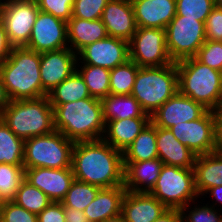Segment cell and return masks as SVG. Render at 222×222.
I'll return each mask as SVG.
<instances>
[{"label":"cell","instance_id":"1","mask_svg":"<svg viewBox=\"0 0 222 222\" xmlns=\"http://www.w3.org/2000/svg\"><path fill=\"white\" fill-rule=\"evenodd\" d=\"M71 168L80 182L100 188L124 185L123 152L103 139L75 142Z\"/></svg>","mask_w":222,"mask_h":222},{"label":"cell","instance_id":"2","mask_svg":"<svg viewBox=\"0 0 222 222\" xmlns=\"http://www.w3.org/2000/svg\"><path fill=\"white\" fill-rule=\"evenodd\" d=\"M51 106L54 110L55 130L66 138L74 142L103 138L105 122L100 99L90 97Z\"/></svg>","mask_w":222,"mask_h":222},{"label":"cell","instance_id":"3","mask_svg":"<svg viewBox=\"0 0 222 222\" xmlns=\"http://www.w3.org/2000/svg\"><path fill=\"white\" fill-rule=\"evenodd\" d=\"M0 76L10 101L42 97L39 52L13 47L0 64Z\"/></svg>","mask_w":222,"mask_h":222},{"label":"cell","instance_id":"4","mask_svg":"<svg viewBox=\"0 0 222 222\" xmlns=\"http://www.w3.org/2000/svg\"><path fill=\"white\" fill-rule=\"evenodd\" d=\"M178 92L215 111L222 105V72L195 57L176 62Z\"/></svg>","mask_w":222,"mask_h":222},{"label":"cell","instance_id":"5","mask_svg":"<svg viewBox=\"0 0 222 222\" xmlns=\"http://www.w3.org/2000/svg\"><path fill=\"white\" fill-rule=\"evenodd\" d=\"M0 118L23 140L55 131L54 110L47 96L10 101Z\"/></svg>","mask_w":222,"mask_h":222},{"label":"cell","instance_id":"6","mask_svg":"<svg viewBox=\"0 0 222 222\" xmlns=\"http://www.w3.org/2000/svg\"><path fill=\"white\" fill-rule=\"evenodd\" d=\"M178 92L176 63L157 67H139L131 95L149 115Z\"/></svg>","mask_w":222,"mask_h":222},{"label":"cell","instance_id":"7","mask_svg":"<svg viewBox=\"0 0 222 222\" xmlns=\"http://www.w3.org/2000/svg\"><path fill=\"white\" fill-rule=\"evenodd\" d=\"M74 144V141L56 130L45 135L26 139L24 168L62 169L71 167Z\"/></svg>","mask_w":222,"mask_h":222},{"label":"cell","instance_id":"8","mask_svg":"<svg viewBox=\"0 0 222 222\" xmlns=\"http://www.w3.org/2000/svg\"><path fill=\"white\" fill-rule=\"evenodd\" d=\"M168 209H182L197 200L193 168L163 165L153 189L149 192Z\"/></svg>","mask_w":222,"mask_h":222},{"label":"cell","instance_id":"9","mask_svg":"<svg viewBox=\"0 0 222 222\" xmlns=\"http://www.w3.org/2000/svg\"><path fill=\"white\" fill-rule=\"evenodd\" d=\"M166 48L173 62L195 57L206 41L203 21L175 16L165 28Z\"/></svg>","mask_w":222,"mask_h":222},{"label":"cell","instance_id":"10","mask_svg":"<svg viewBox=\"0 0 222 222\" xmlns=\"http://www.w3.org/2000/svg\"><path fill=\"white\" fill-rule=\"evenodd\" d=\"M39 11L35 0H2L0 17L13 47L28 44Z\"/></svg>","mask_w":222,"mask_h":222},{"label":"cell","instance_id":"11","mask_svg":"<svg viewBox=\"0 0 222 222\" xmlns=\"http://www.w3.org/2000/svg\"><path fill=\"white\" fill-rule=\"evenodd\" d=\"M129 59L139 67L173 63L166 48L165 29L137 27L129 41Z\"/></svg>","mask_w":222,"mask_h":222},{"label":"cell","instance_id":"12","mask_svg":"<svg viewBox=\"0 0 222 222\" xmlns=\"http://www.w3.org/2000/svg\"><path fill=\"white\" fill-rule=\"evenodd\" d=\"M173 135L196 155H204L219 149L216 115L207 110L199 119L181 122L169 128Z\"/></svg>","mask_w":222,"mask_h":222},{"label":"cell","instance_id":"13","mask_svg":"<svg viewBox=\"0 0 222 222\" xmlns=\"http://www.w3.org/2000/svg\"><path fill=\"white\" fill-rule=\"evenodd\" d=\"M25 47L39 53L68 48L67 22L39 11Z\"/></svg>","mask_w":222,"mask_h":222},{"label":"cell","instance_id":"14","mask_svg":"<svg viewBox=\"0 0 222 222\" xmlns=\"http://www.w3.org/2000/svg\"><path fill=\"white\" fill-rule=\"evenodd\" d=\"M129 60V42L107 36L82 48L77 53V63L100 66L112 70Z\"/></svg>","mask_w":222,"mask_h":222},{"label":"cell","instance_id":"15","mask_svg":"<svg viewBox=\"0 0 222 222\" xmlns=\"http://www.w3.org/2000/svg\"><path fill=\"white\" fill-rule=\"evenodd\" d=\"M77 54L69 47L40 53L42 97L76 71Z\"/></svg>","mask_w":222,"mask_h":222},{"label":"cell","instance_id":"16","mask_svg":"<svg viewBox=\"0 0 222 222\" xmlns=\"http://www.w3.org/2000/svg\"><path fill=\"white\" fill-rule=\"evenodd\" d=\"M207 110L201 103L177 92L150 115V121L156 127L169 129L181 122L197 120Z\"/></svg>","mask_w":222,"mask_h":222},{"label":"cell","instance_id":"17","mask_svg":"<svg viewBox=\"0 0 222 222\" xmlns=\"http://www.w3.org/2000/svg\"><path fill=\"white\" fill-rule=\"evenodd\" d=\"M25 180L44 192L52 202H61L75 180L71 167L25 168Z\"/></svg>","mask_w":222,"mask_h":222},{"label":"cell","instance_id":"18","mask_svg":"<svg viewBox=\"0 0 222 222\" xmlns=\"http://www.w3.org/2000/svg\"><path fill=\"white\" fill-rule=\"evenodd\" d=\"M101 20L108 36L128 42L137 30L132 3L128 0H109Z\"/></svg>","mask_w":222,"mask_h":222},{"label":"cell","instance_id":"19","mask_svg":"<svg viewBox=\"0 0 222 222\" xmlns=\"http://www.w3.org/2000/svg\"><path fill=\"white\" fill-rule=\"evenodd\" d=\"M167 209L149 192L126 191L121 204L126 222H154Z\"/></svg>","mask_w":222,"mask_h":222},{"label":"cell","instance_id":"20","mask_svg":"<svg viewBox=\"0 0 222 222\" xmlns=\"http://www.w3.org/2000/svg\"><path fill=\"white\" fill-rule=\"evenodd\" d=\"M132 7L137 27L165 29L176 16V0H141Z\"/></svg>","mask_w":222,"mask_h":222},{"label":"cell","instance_id":"21","mask_svg":"<svg viewBox=\"0 0 222 222\" xmlns=\"http://www.w3.org/2000/svg\"><path fill=\"white\" fill-rule=\"evenodd\" d=\"M158 158L164 165L194 168L196 154L183 145L170 129L156 127Z\"/></svg>","mask_w":222,"mask_h":222},{"label":"cell","instance_id":"22","mask_svg":"<svg viewBox=\"0 0 222 222\" xmlns=\"http://www.w3.org/2000/svg\"><path fill=\"white\" fill-rule=\"evenodd\" d=\"M123 165L126 191L150 192L164 164L157 158L141 162H123Z\"/></svg>","mask_w":222,"mask_h":222},{"label":"cell","instance_id":"23","mask_svg":"<svg viewBox=\"0 0 222 222\" xmlns=\"http://www.w3.org/2000/svg\"><path fill=\"white\" fill-rule=\"evenodd\" d=\"M195 189L199 196L210 188L222 186V149L197 155L194 162Z\"/></svg>","mask_w":222,"mask_h":222},{"label":"cell","instance_id":"24","mask_svg":"<svg viewBox=\"0 0 222 222\" xmlns=\"http://www.w3.org/2000/svg\"><path fill=\"white\" fill-rule=\"evenodd\" d=\"M150 122V117H135L108 121L103 140L123 152Z\"/></svg>","mask_w":222,"mask_h":222},{"label":"cell","instance_id":"25","mask_svg":"<svg viewBox=\"0 0 222 222\" xmlns=\"http://www.w3.org/2000/svg\"><path fill=\"white\" fill-rule=\"evenodd\" d=\"M105 25L101 19L84 20L71 17L67 22L69 48L76 54L85 46L107 37Z\"/></svg>","mask_w":222,"mask_h":222},{"label":"cell","instance_id":"26","mask_svg":"<svg viewBox=\"0 0 222 222\" xmlns=\"http://www.w3.org/2000/svg\"><path fill=\"white\" fill-rule=\"evenodd\" d=\"M125 193L124 185L102 188L83 212L90 222H103L121 213V204Z\"/></svg>","mask_w":222,"mask_h":222},{"label":"cell","instance_id":"27","mask_svg":"<svg viewBox=\"0 0 222 222\" xmlns=\"http://www.w3.org/2000/svg\"><path fill=\"white\" fill-rule=\"evenodd\" d=\"M101 103L105 124L112 120L150 117V115L142 109L140 103L131 94H109L107 97L101 99Z\"/></svg>","mask_w":222,"mask_h":222},{"label":"cell","instance_id":"28","mask_svg":"<svg viewBox=\"0 0 222 222\" xmlns=\"http://www.w3.org/2000/svg\"><path fill=\"white\" fill-rule=\"evenodd\" d=\"M156 126L150 121L123 151V162H141L158 158Z\"/></svg>","mask_w":222,"mask_h":222},{"label":"cell","instance_id":"29","mask_svg":"<svg viewBox=\"0 0 222 222\" xmlns=\"http://www.w3.org/2000/svg\"><path fill=\"white\" fill-rule=\"evenodd\" d=\"M47 97L51 105H61L80 99L90 98L91 95L83 78L75 71L71 76L51 90L47 94Z\"/></svg>","mask_w":222,"mask_h":222},{"label":"cell","instance_id":"30","mask_svg":"<svg viewBox=\"0 0 222 222\" xmlns=\"http://www.w3.org/2000/svg\"><path fill=\"white\" fill-rule=\"evenodd\" d=\"M76 71L83 78L91 97L101 100L110 94L109 69L77 63Z\"/></svg>","mask_w":222,"mask_h":222},{"label":"cell","instance_id":"31","mask_svg":"<svg viewBox=\"0 0 222 222\" xmlns=\"http://www.w3.org/2000/svg\"><path fill=\"white\" fill-rule=\"evenodd\" d=\"M25 140L17 137L0 118V163L23 165Z\"/></svg>","mask_w":222,"mask_h":222},{"label":"cell","instance_id":"32","mask_svg":"<svg viewBox=\"0 0 222 222\" xmlns=\"http://www.w3.org/2000/svg\"><path fill=\"white\" fill-rule=\"evenodd\" d=\"M139 66L132 60L110 70V94L129 95L132 92Z\"/></svg>","mask_w":222,"mask_h":222},{"label":"cell","instance_id":"33","mask_svg":"<svg viewBox=\"0 0 222 222\" xmlns=\"http://www.w3.org/2000/svg\"><path fill=\"white\" fill-rule=\"evenodd\" d=\"M24 179V165L0 163V202L13 201Z\"/></svg>","mask_w":222,"mask_h":222},{"label":"cell","instance_id":"34","mask_svg":"<svg viewBox=\"0 0 222 222\" xmlns=\"http://www.w3.org/2000/svg\"><path fill=\"white\" fill-rule=\"evenodd\" d=\"M13 201L37 215L52 202L44 192L32 186L25 179L21 182Z\"/></svg>","mask_w":222,"mask_h":222},{"label":"cell","instance_id":"35","mask_svg":"<svg viewBox=\"0 0 222 222\" xmlns=\"http://www.w3.org/2000/svg\"><path fill=\"white\" fill-rule=\"evenodd\" d=\"M102 188L89 183L74 180L61 201L63 207H71L80 211L84 209L97 197Z\"/></svg>","mask_w":222,"mask_h":222},{"label":"cell","instance_id":"36","mask_svg":"<svg viewBox=\"0 0 222 222\" xmlns=\"http://www.w3.org/2000/svg\"><path fill=\"white\" fill-rule=\"evenodd\" d=\"M214 7L215 0H176V16H185L205 23Z\"/></svg>","mask_w":222,"mask_h":222},{"label":"cell","instance_id":"37","mask_svg":"<svg viewBox=\"0 0 222 222\" xmlns=\"http://www.w3.org/2000/svg\"><path fill=\"white\" fill-rule=\"evenodd\" d=\"M195 203L197 202L194 201L189 203L181 209L182 222H222L221 209H215L214 207L205 203H203L201 206L200 204ZM192 204L195 205L193 206Z\"/></svg>","mask_w":222,"mask_h":222},{"label":"cell","instance_id":"38","mask_svg":"<svg viewBox=\"0 0 222 222\" xmlns=\"http://www.w3.org/2000/svg\"><path fill=\"white\" fill-rule=\"evenodd\" d=\"M195 58L210 68L222 72V41L206 40Z\"/></svg>","mask_w":222,"mask_h":222},{"label":"cell","instance_id":"39","mask_svg":"<svg viewBox=\"0 0 222 222\" xmlns=\"http://www.w3.org/2000/svg\"><path fill=\"white\" fill-rule=\"evenodd\" d=\"M109 0H75L72 17L84 20L101 19L103 10Z\"/></svg>","mask_w":222,"mask_h":222},{"label":"cell","instance_id":"40","mask_svg":"<svg viewBox=\"0 0 222 222\" xmlns=\"http://www.w3.org/2000/svg\"><path fill=\"white\" fill-rule=\"evenodd\" d=\"M0 222H38V217L14 201H5L0 203Z\"/></svg>","mask_w":222,"mask_h":222},{"label":"cell","instance_id":"41","mask_svg":"<svg viewBox=\"0 0 222 222\" xmlns=\"http://www.w3.org/2000/svg\"><path fill=\"white\" fill-rule=\"evenodd\" d=\"M40 11L50 13L65 22L72 17L75 0H35Z\"/></svg>","mask_w":222,"mask_h":222},{"label":"cell","instance_id":"42","mask_svg":"<svg viewBox=\"0 0 222 222\" xmlns=\"http://www.w3.org/2000/svg\"><path fill=\"white\" fill-rule=\"evenodd\" d=\"M206 40L222 41V9L214 7L205 21Z\"/></svg>","mask_w":222,"mask_h":222},{"label":"cell","instance_id":"43","mask_svg":"<svg viewBox=\"0 0 222 222\" xmlns=\"http://www.w3.org/2000/svg\"><path fill=\"white\" fill-rule=\"evenodd\" d=\"M37 217L38 222H65L63 204L51 202Z\"/></svg>","mask_w":222,"mask_h":222},{"label":"cell","instance_id":"44","mask_svg":"<svg viewBox=\"0 0 222 222\" xmlns=\"http://www.w3.org/2000/svg\"><path fill=\"white\" fill-rule=\"evenodd\" d=\"M13 46L9 43L4 23L0 17V64L9 56Z\"/></svg>","mask_w":222,"mask_h":222},{"label":"cell","instance_id":"45","mask_svg":"<svg viewBox=\"0 0 222 222\" xmlns=\"http://www.w3.org/2000/svg\"><path fill=\"white\" fill-rule=\"evenodd\" d=\"M65 222H90L83 211L64 207Z\"/></svg>","mask_w":222,"mask_h":222},{"label":"cell","instance_id":"46","mask_svg":"<svg viewBox=\"0 0 222 222\" xmlns=\"http://www.w3.org/2000/svg\"><path fill=\"white\" fill-rule=\"evenodd\" d=\"M209 194V196H207V195ZM205 195V196H204ZM203 198H205V197H209V198H214V199H212V200H210V201H212L213 203H208L207 202V204H210V206H212V207H214V208H216L217 207V209H222V206H220V205H218V204H222V186H216V187H212V188H210V189H208L204 194H203V196H202ZM215 201V202H214ZM221 207V208H218V207Z\"/></svg>","mask_w":222,"mask_h":222},{"label":"cell","instance_id":"47","mask_svg":"<svg viewBox=\"0 0 222 222\" xmlns=\"http://www.w3.org/2000/svg\"><path fill=\"white\" fill-rule=\"evenodd\" d=\"M154 222H182L181 210L180 209H167Z\"/></svg>","mask_w":222,"mask_h":222},{"label":"cell","instance_id":"48","mask_svg":"<svg viewBox=\"0 0 222 222\" xmlns=\"http://www.w3.org/2000/svg\"><path fill=\"white\" fill-rule=\"evenodd\" d=\"M214 112L216 115L217 142L219 148L222 149V105L218 107Z\"/></svg>","mask_w":222,"mask_h":222},{"label":"cell","instance_id":"49","mask_svg":"<svg viewBox=\"0 0 222 222\" xmlns=\"http://www.w3.org/2000/svg\"><path fill=\"white\" fill-rule=\"evenodd\" d=\"M10 99L6 93L5 86L0 76V116L3 110L9 105Z\"/></svg>","mask_w":222,"mask_h":222},{"label":"cell","instance_id":"50","mask_svg":"<svg viewBox=\"0 0 222 222\" xmlns=\"http://www.w3.org/2000/svg\"><path fill=\"white\" fill-rule=\"evenodd\" d=\"M103 222H126V220L124 219L123 215L120 213L114 217H110V218L106 219Z\"/></svg>","mask_w":222,"mask_h":222},{"label":"cell","instance_id":"51","mask_svg":"<svg viewBox=\"0 0 222 222\" xmlns=\"http://www.w3.org/2000/svg\"><path fill=\"white\" fill-rule=\"evenodd\" d=\"M215 6L222 9V0H215Z\"/></svg>","mask_w":222,"mask_h":222},{"label":"cell","instance_id":"52","mask_svg":"<svg viewBox=\"0 0 222 222\" xmlns=\"http://www.w3.org/2000/svg\"><path fill=\"white\" fill-rule=\"evenodd\" d=\"M130 3H134V2H138V1H141V0H128Z\"/></svg>","mask_w":222,"mask_h":222}]
</instances>
